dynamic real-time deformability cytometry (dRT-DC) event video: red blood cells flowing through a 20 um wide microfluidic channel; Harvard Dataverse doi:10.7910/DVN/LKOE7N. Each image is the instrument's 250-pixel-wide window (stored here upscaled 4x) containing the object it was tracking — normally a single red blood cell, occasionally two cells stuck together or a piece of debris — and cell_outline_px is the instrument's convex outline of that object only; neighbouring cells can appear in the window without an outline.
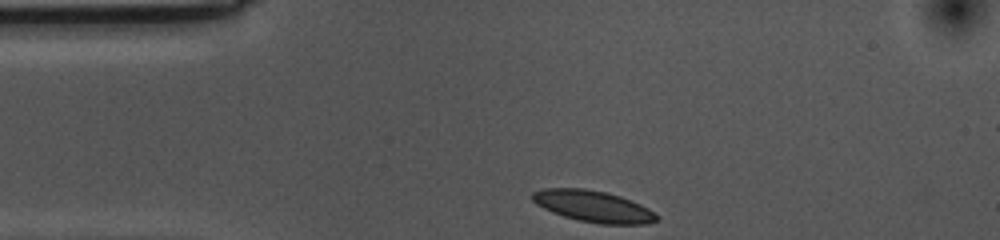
{"species": "common noctule bat (a hibernating species)", "species_latin": "Nyctalus noctula", "temperature_condition": "cold", "stored_images_in_passage": 33, "camera_frame_rate_fps": 3000, "um_per_image_px": 0.085, "animal": {"sex": "female", "body_mass_g": 10.0, "forearm_length_mm": 53.1}, "frame": {"image": 1, "passage_image": 1, "time_ms": 0.0, "image_size_px": [1000, 240], "cell_outline_px": [[660, 216], [656, 220], [644, 224], [600, 224], [580, 220], [564, 216], [552, 212], [536, 204], [532, 200], [532, 192], [544, 188], [584, 188], [608, 192], [620, 196], [640, 204], [656, 212]], "centroid_in_image_um": [50.44, 17.53], "position_along_channel_um": 34.6, "area_um2": 22.77}}
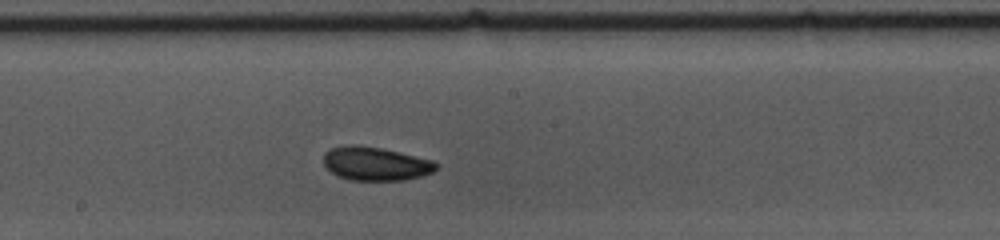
{"frame": {"image": 2, "passage_image": 19, "time_ms": 6.0, "image_size_px": [1000, 240], "cell_outline_px": [[440, 164], [432, 172], [420, 176], [404, 180], [352, 180], [336, 176], [324, 168], [324, 156], [332, 148], [352, 144], [356, 144], [380, 148], [432, 160]], "centroid_in_image_um": [31.9, 13.92], "position_along_channel_um": 216.3, "area_um2": 21.91}}
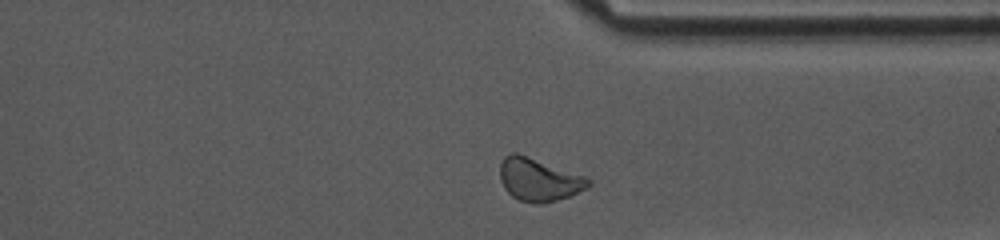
{"frame": {"image": 3, "passage_image": 32, "time_ms": 10.333, "image_size_px": [1000, 240], "cell_outline_px": [[592, 184], [572, 196], [540, 204], [532, 204], [520, 200], [512, 196], [504, 188], [500, 180], [500, 164], [504, 156], [512, 152], [516, 152], [584, 176], [592, 180]], "centroid_in_image_um": [45.79, 15.28], "position_along_channel_um": 365.6, "area_um2": 22.08}, "authors_computed_cell_mechanics": {"area_um2": 22.0796, "velocity_mm_per_s": 3.4872, "shape_relaxation_time_tau1_ms": 2.0793, "shape_relaxation_time_tau2_ms": 6.2277, "deformation_change_tau1": 0.0745, "deformation_change_tau2": 0.0838}}